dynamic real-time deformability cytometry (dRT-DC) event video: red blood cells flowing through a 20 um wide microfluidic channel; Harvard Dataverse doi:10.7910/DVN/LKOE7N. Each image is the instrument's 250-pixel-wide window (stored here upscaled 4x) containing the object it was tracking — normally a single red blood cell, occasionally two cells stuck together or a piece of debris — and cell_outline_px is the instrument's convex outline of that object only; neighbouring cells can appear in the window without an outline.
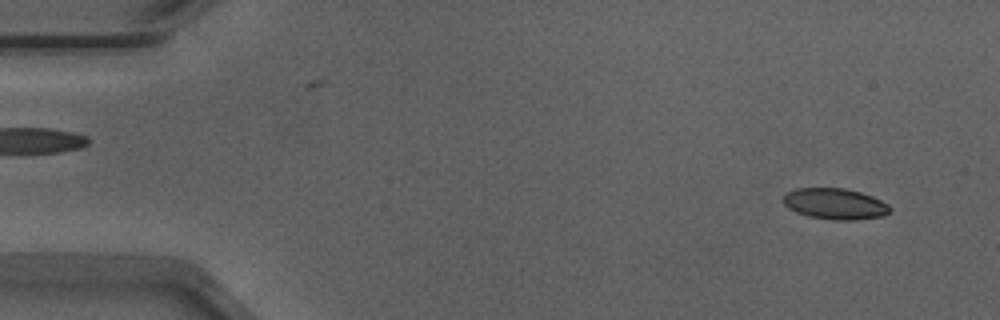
{"species": "Egyptian fruit bat (a non-hibernating species)", "species_latin": "Rousettus aegyptiacus", "temperature_condition": "warm", "stored_images_in_passage": 53, "camera_frame_rate_fps": 3000, "um_per_image_px": 0.085, "animal": {"sex": "male"}, "frame": {"image": 1, "passage_image": 3, "time_ms": 0.667, "image_size_px": [1000, 320], "cell_outline_px": [[892, 208], [884, 216], [856, 220], [832, 220], [808, 216], [796, 212], [788, 208], [780, 200], [784, 192], [796, 188], [844, 188], [860, 192], [872, 196], [888, 204]], "centroid_in_image_um": [70.93, 17.32], "position_along_channel_um": 14.1, "area_um2": 19.59}}
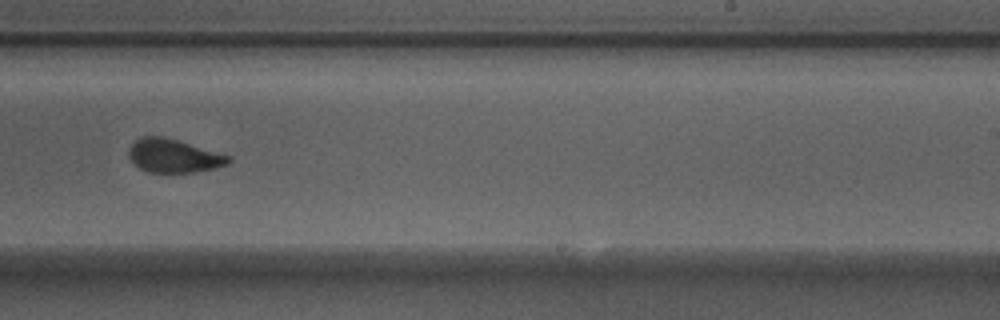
{"frame": {"image": 2, "passage_image": 32, "time_ms": 10.333, "image_size_px": [1000, 320], "cell_outline_px": [[232, 160], [228, 164], [216, 168], [196, 172], [148, 172], [140, 168], [128, 156], [128, 148], [140, 136], [160, 136], [180, 140], [232, 156]], "centroid_in_image_um": [14.8, 13.23], "position_along_channel_um": 274.2, "area_um2": 19.65}}
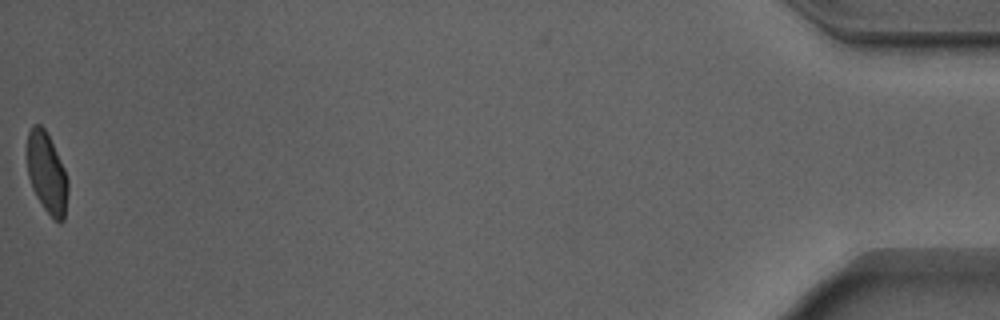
{"frame": {"image": 3, "passage_image": 52, "time_ms": 17.0, "image_size_px": [1000, 320], "cell_outline_px": [[68, 192], [64, 220], [60, 224], [44, 208], [36, 196], [32, 188], [28, 176], [28, 132], [32, 124], [40, 124], [44, 128], [64, 168], [68, 180]], "centroid_in_image_um": [3.99, 14.73], "position_along_channel_um": 431.2, "area_um2": 18.9}, "authors_computed_cell_mechanics": {"area_um2": 20.1144, "velocity_mm_per_s": 3.8985, "shape_relaxation_time_tau1_ms": 3.1644, "shape_relaxation_time_tau2_ms": 1.0094, "deformation_change_tau1": 0.1354, "deformation_change_tau2": 0.0514}}